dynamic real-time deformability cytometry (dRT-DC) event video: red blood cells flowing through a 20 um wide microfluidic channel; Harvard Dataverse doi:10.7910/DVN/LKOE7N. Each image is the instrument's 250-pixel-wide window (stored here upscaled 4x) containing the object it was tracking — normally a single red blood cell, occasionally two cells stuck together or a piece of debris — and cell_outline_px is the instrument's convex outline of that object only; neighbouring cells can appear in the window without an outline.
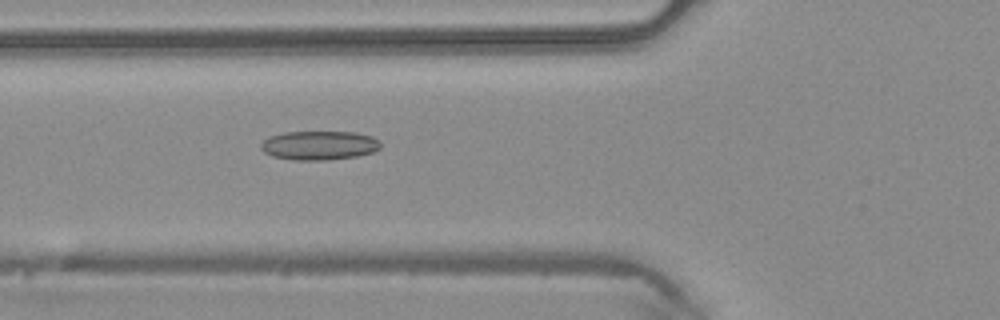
{"species": "common noctule bat (a hibernating species)", "species_latin": "Nyctalus noctula", "temperature_condition": "warm", "stored_images_in_passage": 48, "camera_frame_rate_fps": 3000, "um_per_image_px": 0.085, "animal": {"sex": "male", "body_mass_g": 20.4}, "frame": {"image": 1, "passage_image": 18, "time_ms": 5.667, "image_size_px": [1000, 320], "cell_outline_px": [[380, 148], [372, 152], [356, 156], [328, 160], [292, 160], [272, 156], [264, 152], [260, 148], [260, 144], [268, 136], [284, 132], [356, 132], [372, 136], [380, 140]], "centroid_in_image_um": [27.11, 12.35], "position_along_channel_um": 98.7, "area_um2": 20.4}}
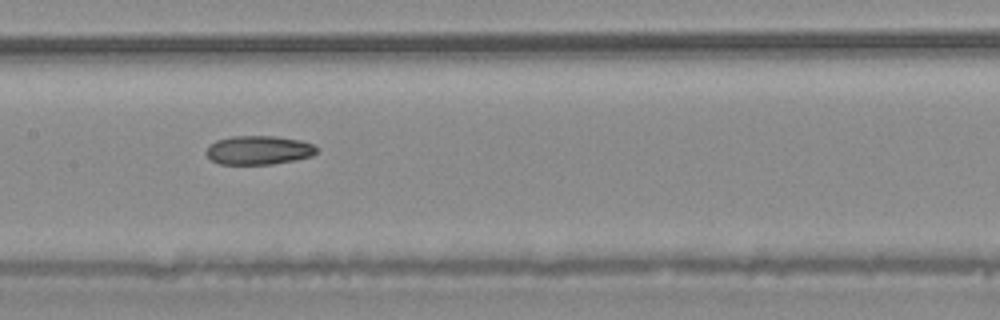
{"frame": {"image": 2, "passage_image": 24, "time_ms": 7.667, "image_size_px": [1000, 320], "cell_outline_px": [[320, 148], [312, 156], [296, 160], [272, 164], [220, 164], [212, 160], [208, 156], [208, 144], [216, 140], [232, 136], [276, 136], [300, 140], [312, 144]], "centroid_in_image_um": [22.02, 12.76], "position_along_channel_um": 185.4, "area_um2": 18.61}}
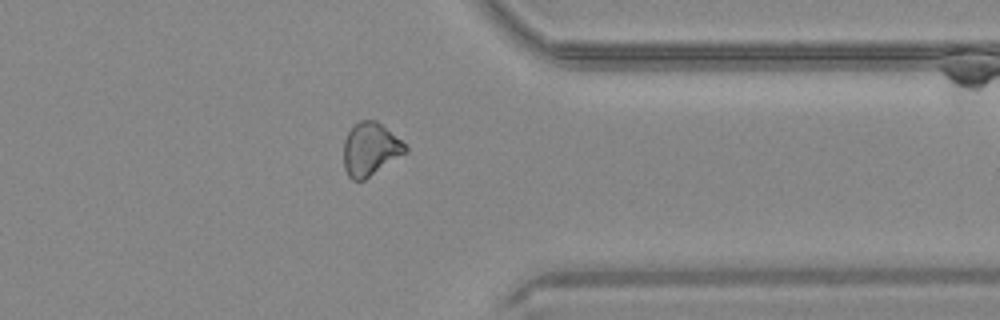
{"frame": {"image": 3, "passage_image": 38, "time_ms": 12.333, "image_size_px": [1000, 320], "cell_outline_px": [[408, 152], [364, 180], [352, 180], [348, 176], [344, 168], [344, 140], [348, 132], [360, 120], [376, 120], [400, 140], [408, 148]], "centroid_in_image_um": [31.47, 12.7], "position_along_channel_um": 379.9, "area_um2": 18.9}}